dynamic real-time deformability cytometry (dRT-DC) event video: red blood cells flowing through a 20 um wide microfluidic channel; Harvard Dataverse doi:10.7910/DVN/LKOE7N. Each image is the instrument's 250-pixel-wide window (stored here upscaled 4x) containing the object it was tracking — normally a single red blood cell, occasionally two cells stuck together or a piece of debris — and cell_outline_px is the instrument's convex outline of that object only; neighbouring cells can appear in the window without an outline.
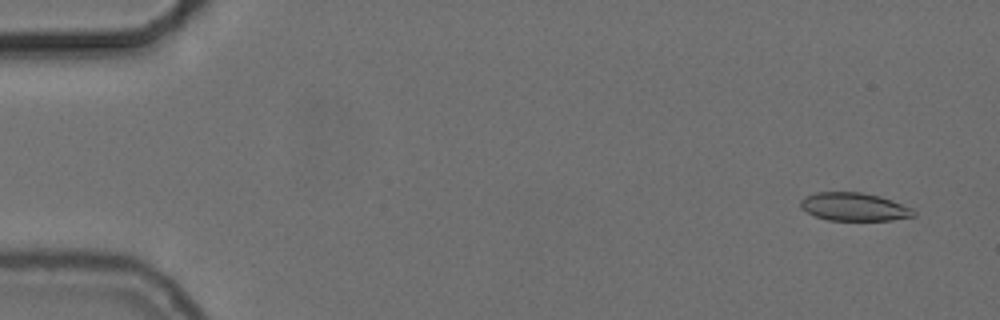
{"species": "common noctule bat (a hibernating species)", "species_latin": "Nyctalus noctula", "temperature_condition": "cold", "stored_images_in_passage": 56, "camera_frame_rate_fps": 3000, "um_per_image_px": 0.085, "animal": {"sex": "female", "body_mass_g": 24.6, "forearm_length_mm": 56.2}, "frame": {"image": 1, "passage_image": 4, "time_ms": 1.0, "image_size_px": [1000, 320], "cell_outline_px": [[916, 216], [892, 220], [828, 220], [816, 216], [800, 208], [800, 200], [804, 196], [816, 192], [860, 192], [880, 196], [892, 200], [912, 208], [916, 212]], "centroid_in_image_um": [72.6, 17.57], "position_along_channel_um": 12.4, "area_um2": 18.61}}
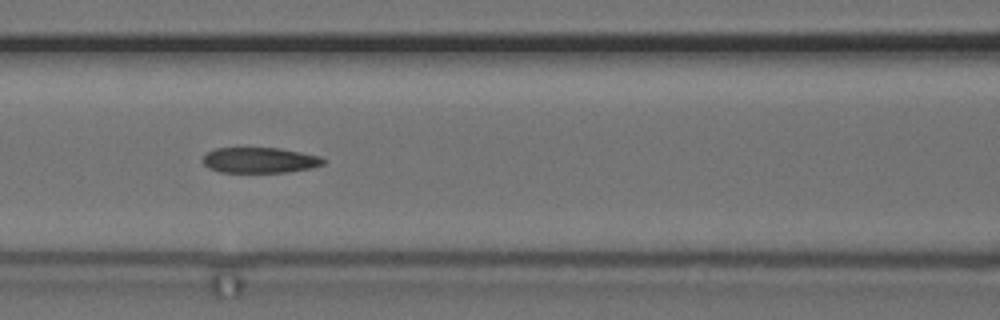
{"frame": {"image": 2, "passage_image": 25, "time_ms": 8.0, "image_size_px": [1000, 320], "cell_outline_px": [[324, 164], [312, 168], [288, 172], [220, 172], [208, 168], [204, 164], [204, 156], [208, 152], [216, 148], [280, 148], [320, 156], [324, 160]], "centroid_in_image_um": [22.09, 13.62], "position_along_channel_um": 144.5, "area_um2": 17.86}}
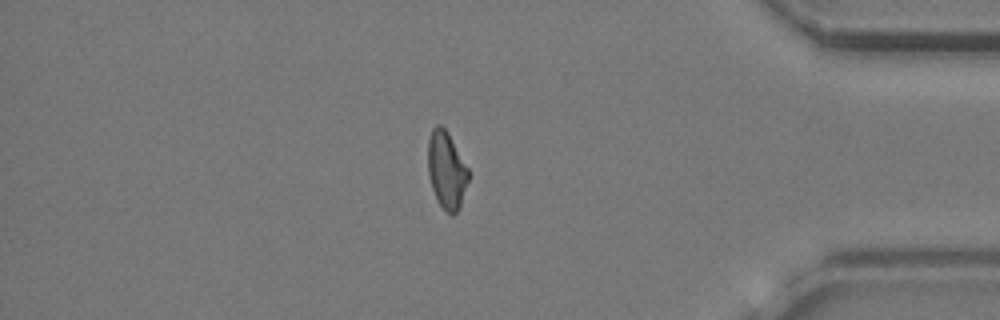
{"frame": {"image": 3, "passage_image": 48, "time_ms": 15.667, "image_size_px": [1000, 320], "cell_outline_px": [[468, 180], [460, 204], [456, 212], [452, 216], [436, 200], [428, 176], [428, 140], [432, 128], [436, 124], [440, 124], [448, 132], [468, 168]], "centroid_in_image_um": [37.93, 14.42], "position_along_channel_um": 397.3, "area_um2": 18.03}, "authors_computed_cell_mechanics": {"area_um2": 18.9295, "velocity_mm_per_s": 3.7227, "shape_relaxation_time_tau1_ms": null, "shape_relaxation_time_tau2_ms": 3.5842, "deformation_change_tau1": null, "deformation_change_tau2": 0.1112}}